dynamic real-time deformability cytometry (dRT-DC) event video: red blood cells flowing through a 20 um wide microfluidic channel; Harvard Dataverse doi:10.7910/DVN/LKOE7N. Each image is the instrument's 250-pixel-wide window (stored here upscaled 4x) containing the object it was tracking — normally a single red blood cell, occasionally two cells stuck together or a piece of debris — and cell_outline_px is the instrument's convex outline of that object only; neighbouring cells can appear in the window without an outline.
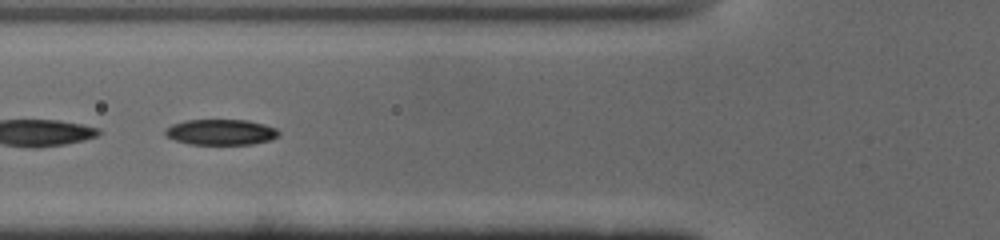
{"species": "common noctule bat (a hibernating species)", "species_latin": "Nyctalus noctula", "temperature_condition": "cold", "stored_images_in_passage": 50, "camera_frame_rate_fps": 3000, "um_per_image_px": 0.085, "animal": {"sex": "male", "body_mass_g": 19.0, "forearm_length_mm": 50.8}, "frame": {"image": 1, "passage_image": 19, "time_ms": 6.0, "image_size_px": [1000, 240], "cell_outline_px": [[280, 136], [272, 140], [252, 144], [188, 144], [176, 140], [168, 136], [164, 132], [172, 124], [184, 120], [248, 120], [264, 124], [276, 128], [280, 132]], "centroid_in_image_um": [18.83, 11.23], "position_along_channel_um": 107.0, "area_um2": 16.99}}
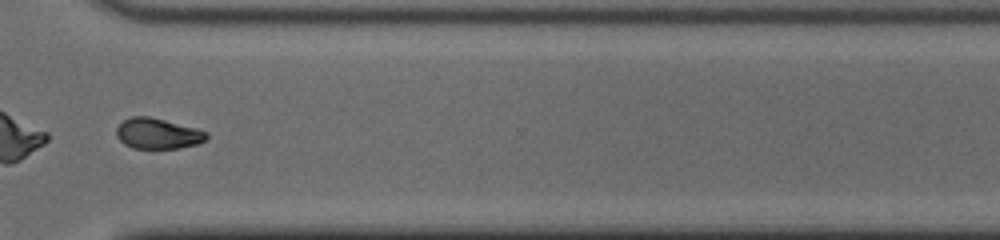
{"frame": {"image": 2, "passage_image": 38, "time_ms": 12.333, "image_size_px": [1000, 240], "cell_outline_px": [[208, 136], [204, 140], [196, 144], [180, 148], [132, 148], [124, 144], [116, 136], [116, 128], [124, 120], [132, 116], [148, 116], [196, 128], [208, 132]], "centroid_in_image_um": [13.39, 11.35], "position_along_channel_um": 357.2, "area_um2": 15.95}, "authors_computed_cell_mechanics": {"area_um2": 17.4556, "velocity_mm_per_s": 3.9478, "shape_relaxation_time_tau1_ms": 3.4447, "shape_relaxation_time_tau2_ms": null, "deformation_change_tau1": 0.1392, "deformation_change_tau2": null}}